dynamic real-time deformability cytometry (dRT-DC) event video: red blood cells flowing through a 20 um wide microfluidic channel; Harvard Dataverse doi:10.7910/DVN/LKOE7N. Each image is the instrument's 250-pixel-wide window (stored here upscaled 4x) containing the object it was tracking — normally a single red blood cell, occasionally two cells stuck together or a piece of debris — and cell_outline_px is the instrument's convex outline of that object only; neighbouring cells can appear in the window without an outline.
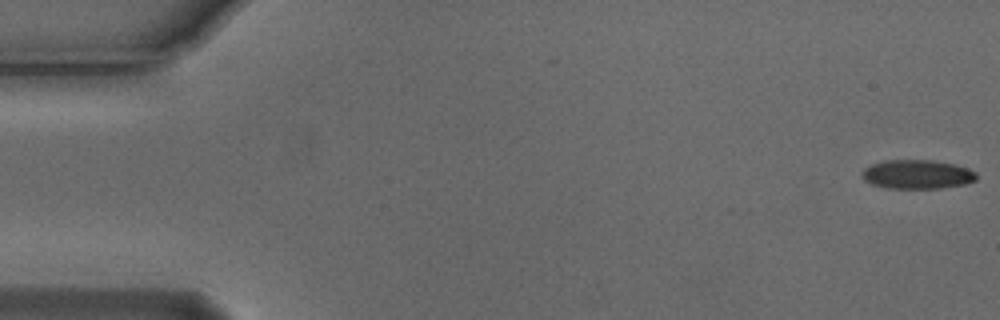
{"species": "Egyptian fruit bat (a non-hibernating species)", "species_latin": "Rousettus aegyptiacus", "temperature_condition": "cold", "stored_images_in_passage": 5, "camera_frame_rate_fps": 3000, "um_per_image_px": 0.085, "animal": {"sex": "male"}, "frame": {"image": 1, "passage_image": 1, "time_ms": 0.0, "image_size_px": [1000, 320], "cell_outline_px": [[976, 180], [964, 184], [940, 188], [884, 188], [872, 184], [864, 180], [860, 176], [860, 172], [864, 168], [872, 164], [884, 160], [928, 160], [956, 164], [968, 168], [976, 172]], "centroid_in_image_um": [77.92, 14.82], "position_along_channel_um": 7.1, "area_um2": 19.48}}
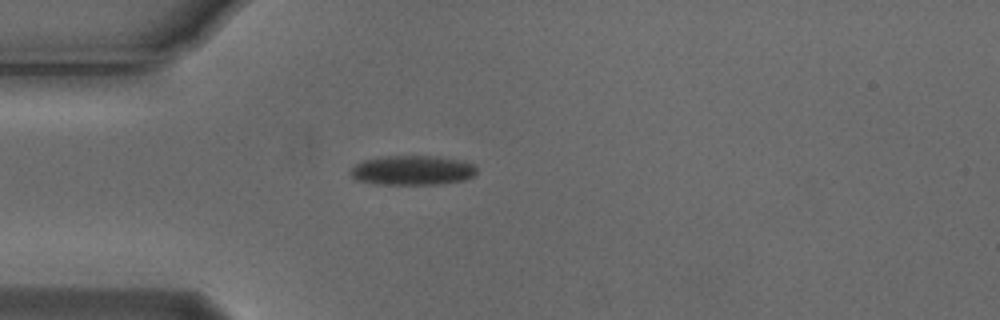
{"frame": {"image": 2, "passage_image": 5, "time_ms": 1.333, "image_size_px": [1000, 320], "cell_outline_px": [[476, 176], [464, 180], [444, 184], [376, 184], [356, 180], [348, 172], [356, 164], [364, 160], [380, 156], [440, 156], [460, 160], [472, 164], [476, 168]], "centroid_in_image_um": [35.06, 14.48], "position_along_channel_um": 49.9, "area_um2": 21.96}}